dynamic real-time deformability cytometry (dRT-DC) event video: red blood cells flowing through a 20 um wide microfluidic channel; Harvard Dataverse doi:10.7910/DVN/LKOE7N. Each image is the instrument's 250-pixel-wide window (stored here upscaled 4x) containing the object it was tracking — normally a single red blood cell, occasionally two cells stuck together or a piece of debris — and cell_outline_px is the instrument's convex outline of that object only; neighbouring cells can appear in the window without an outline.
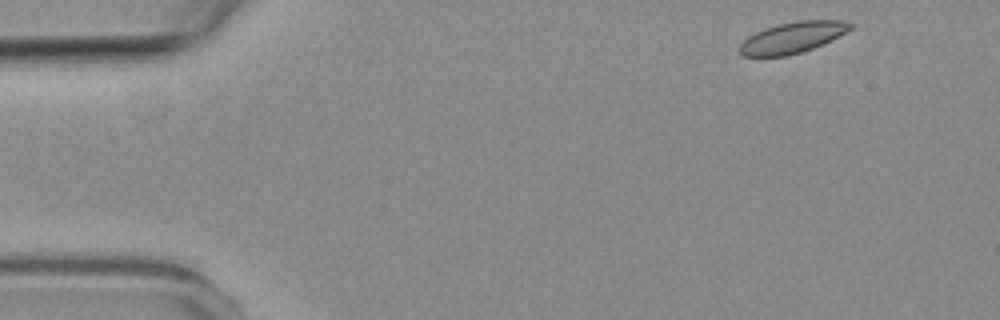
{"species": "common noctule bat (a hibernating species)", "species_latin": "Nyctalus noctula", "temperature_condition": "room temperature", "stored_images_in_passage": 2, "camera_frame_rate_fps": 3000, "um_per_image_px": 0.085, "animal": {"sex": "female", "body_mass_g": 19.3, "forearm_length_mm": 54.1}, "frame": {"image": 1, "passage_image": 1, "time_ms": 0.0, "image_size_px": [1000, 320], "cell_outline_px": [[856, 24], [852, 28], [832, 40], [812, 48], [800, 52], [784, 56], [744, 56], [740, 52], [740, 44], [748, 36], [764, 28], [796, 20], [844, 20]], "centroid_in_image_um": [67.4, 3.17], "position_along_channel_um": 17.6, "area_um2": 19.94}}